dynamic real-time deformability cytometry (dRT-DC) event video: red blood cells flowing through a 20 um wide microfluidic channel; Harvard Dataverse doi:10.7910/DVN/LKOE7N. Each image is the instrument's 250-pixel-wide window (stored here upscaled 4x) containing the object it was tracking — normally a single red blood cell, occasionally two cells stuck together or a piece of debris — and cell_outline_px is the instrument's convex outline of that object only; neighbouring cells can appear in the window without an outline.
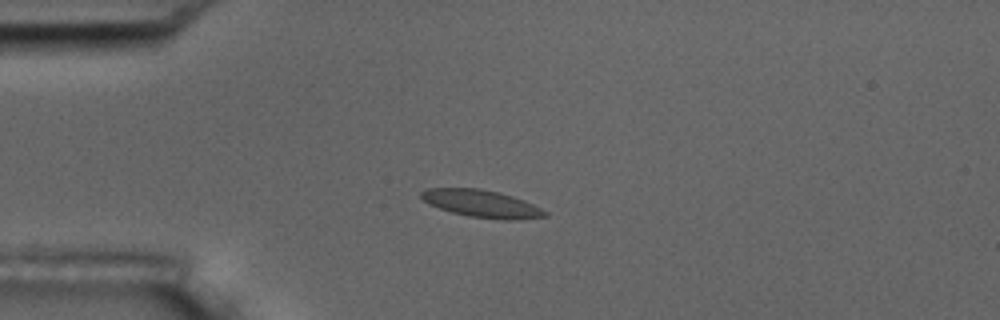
{"species": "common noctule bat (a hibernating species)", "species_latin": "Nyctalus noctula", "temperature_condition": "room temperature", "stored_images_in_passage": 11, "camera_frame_rate_fps": 3000, "um_per_image_px": 0.085, "animal": {"sex": "male", "body_mass_g": 17.5, "forearm_length_mm": 52.3}, "frame": {"image": 1, "passage_image": 4, "time_ms": 4.333, "image_size_px": [1000, 320], "cell_outline_px": [[548, 216], [516, 220], [504, 220], [468, 216], [452, 212], [428, 204], [420, 196], [420, 192], [424, 188], [480, 188], [512, 196], [524, 200], [548, 212]], "centroid_in_image_um": [40.92, 17.31], "position_along_channel_um": 44.1, "area_um2": 19.71}}
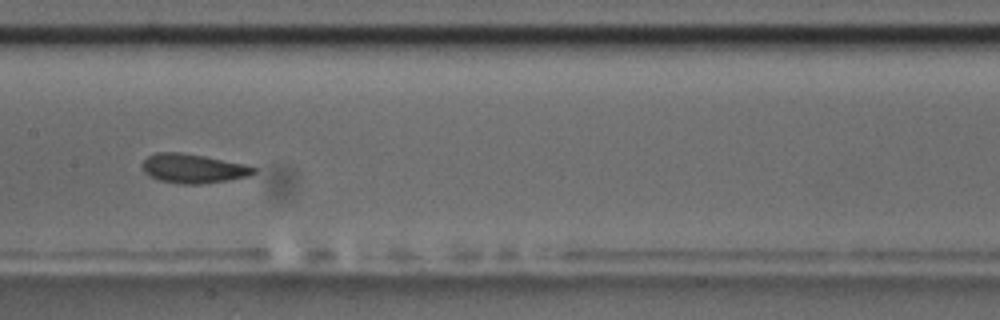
{"frame": {"image": 2, "passage_image": 8, "time_ms": 9.0, "image_size_px": [1000, 320], "cell_outline_px": [[256, 172], [248, 176], [228, 180], [200, 184], [180, 184], [160, 180], [144, 172], [144, 160], [148, 156], [156, 152], [180, 152], [204, 156], [244, 164], [256, 168]], "centroid_in_image_um": [16.43, 14.32], "position_along_channel_um": 191.0, "area_um2": 18.67}}